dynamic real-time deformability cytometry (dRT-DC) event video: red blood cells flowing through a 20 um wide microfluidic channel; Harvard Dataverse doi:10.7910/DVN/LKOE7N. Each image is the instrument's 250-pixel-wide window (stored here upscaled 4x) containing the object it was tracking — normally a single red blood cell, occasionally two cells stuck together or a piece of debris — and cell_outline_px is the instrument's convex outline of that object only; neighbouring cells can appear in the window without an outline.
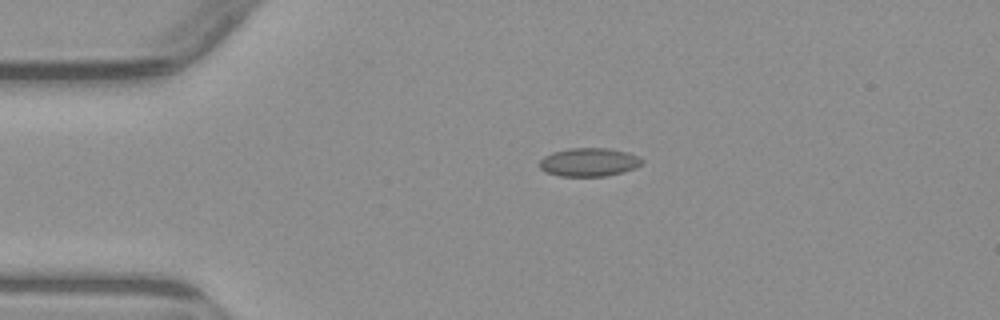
{"species": "common noctule bat (a hibernating species)", "species_latin": "Nyctalus noctula", "temperature_condition": "warm", "stored_images_in_passage": 5, "camera_frame_rate_fps": 3000, "um_per_image_px": 0.085, "animal": {"sex": "male", "body_mass_g": 23.1, "forearm_length_mm": 52.7}, "frame": {"image": 1, "passage_image": 4, "time_ms": 3.667, "image_size_px": [1000, 320], "cell_outline_px": [[644, 160], [636, 168], [624, 172], [604, 176], [560, 176], [548, 172], [540, 168], [540, 160], [544, 156], [552, 152], [568, 148], [608, 148], [628, 152], [640, 156]], "centroid_in_image_um": [50.1, 13.77], "position_along_channel_um": 34.9, "area_um2": 17.05}}